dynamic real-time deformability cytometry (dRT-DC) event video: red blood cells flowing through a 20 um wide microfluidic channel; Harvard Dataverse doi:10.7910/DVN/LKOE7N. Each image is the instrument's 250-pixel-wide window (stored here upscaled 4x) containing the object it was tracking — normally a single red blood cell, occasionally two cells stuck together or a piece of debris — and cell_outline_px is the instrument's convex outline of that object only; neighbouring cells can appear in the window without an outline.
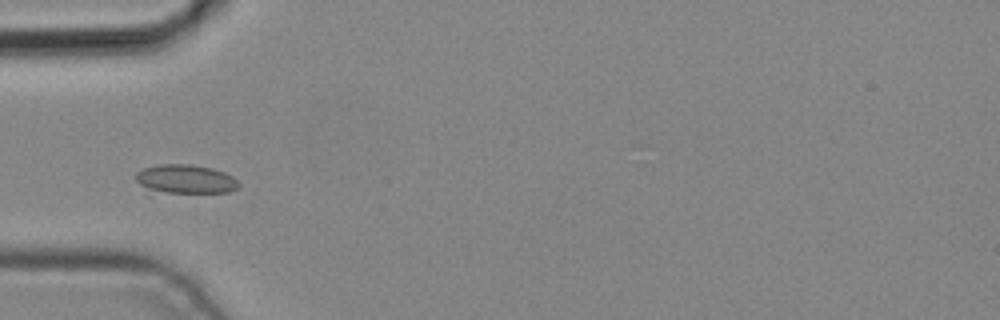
{"species": "common noctule bat (a hibernating species)", "species_latin": "Nyctalus noctula", "temperature_condition": "cold", "stored_images_in_passage": 4, "camera_frame_rate_fps": 3000, "um_per_image_px": 0.085, "animal": {"sex": "male", "body_mass_g": 19.2, "forearm_length_mm": 51.8}, "frame": {"image": 1, "passage_image": 4, "time_ms": 1.0, "image_size_px": [1000, 320], "cell_outline_px": [[240, 184], [236, 188], [228, 192], [148, 196], [136, 180], [136, 172], [144, 168], [156, 164], [192, 164], [212, 168], [224, 172], [232, 176]], "centroid_in_image_um": [15.63, 15.3], "position_along_channel_um": 69.4, "area_um2": 18.73}}